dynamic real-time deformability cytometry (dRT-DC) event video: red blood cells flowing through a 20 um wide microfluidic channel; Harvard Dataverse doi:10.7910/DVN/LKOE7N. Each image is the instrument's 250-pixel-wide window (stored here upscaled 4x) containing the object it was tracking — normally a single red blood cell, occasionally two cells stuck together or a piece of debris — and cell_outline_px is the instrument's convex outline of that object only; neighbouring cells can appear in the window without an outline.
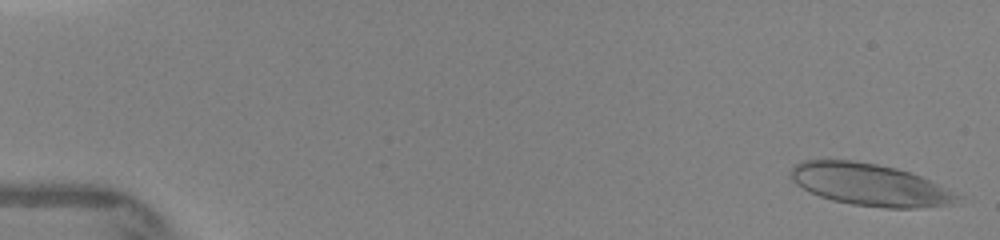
{"species": "human", "species_latin": "Homo sapiens", "temperature_condition": "warm", "stored_images_in_passage": 72, "camera_frame_rate_fps": 3000, "um_per_image_px": 0.085, "donor": {"sex": "female"}, "frame": {"image": 1, "passage_image": 2, "time_ms": 0.333, "image_size_px": [1000, 240], "cell_outline_px": [[956, 196], [952, 200], [944, 204], [916, 208], [884, 208], [852, 204], [832, 200], [820, 196], [796, 184], [792, 176], [792, 168], [796, 164], [804, 160], [848, 160], [876, 164], [896, 168], [920, 176], [928, 180]], "centroid_in_image_um": [73.8, 15.68], "position_along_channel_um": 11.2, "area_um2": 39.36}}
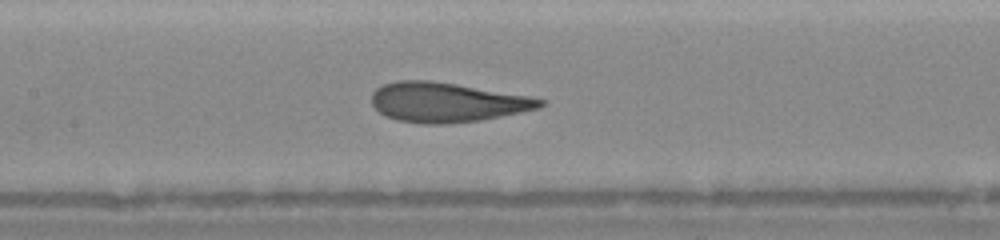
{"frame": {"image": 2, "passage_image": 30, "time_ms": 7.333, "image_size_px": [1000, 240], "cell_outline_px": [[548, 104], [540, 108], [480, 120], [444, 124], [424, 124], [396, 120], [384, 116], [372, 104], [372, 92], [376, 88], [384, 84], [396, 80], [432, 80], [528, 96], [548, 100]], "centroid_in_image_um": [37.98, 8.69], "position_along_channel_um": 169.4, "area_um2": 38.96}}
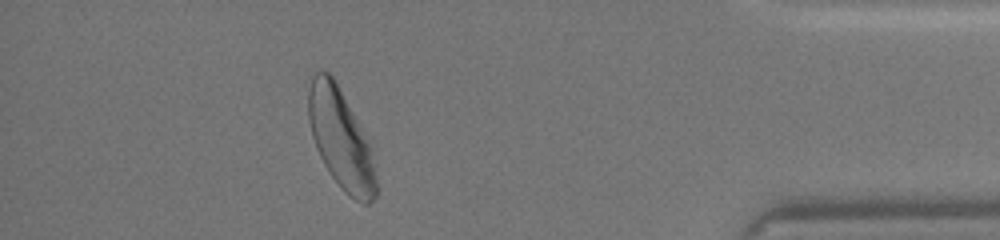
{"frame": {"image": 3, "passage_image": 59, "time_ms": 13.667, "image_size_px": [1000, 240], "cell_outline_px": [[376, 196], [368, 204], [360, 204], [348, 196], [344, 192], [332, 176], [324, 164], [316, 148], [312, 136], [308, 116], [308, 92], [312, 76], [316, 72], [328, 72], [332, 76], [352, 112], [368, 144], [376, 180]], "centroid_in_image_um": [28.92, 11.86], "position_along_channel_um": 406.3, "area_um2": 38.15}}